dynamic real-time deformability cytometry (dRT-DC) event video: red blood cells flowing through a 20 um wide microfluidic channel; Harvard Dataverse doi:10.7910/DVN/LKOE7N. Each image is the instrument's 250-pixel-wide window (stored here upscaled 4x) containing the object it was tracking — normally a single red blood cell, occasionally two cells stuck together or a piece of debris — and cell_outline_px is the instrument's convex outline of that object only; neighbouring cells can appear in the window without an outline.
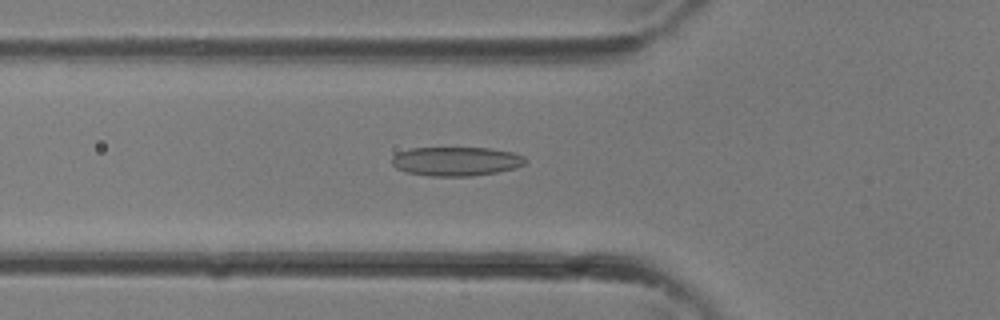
{"species": "common noctule bat (a hibernating species)", "species_latin": "Nyctalus noctula", "temperature_condition": "room temperature", "stored_images_in_passage": 34, "camera_frame_rate_fps": 3000, "um_per_image_px": 0.085, "animal": {"sex": "female"}, "frame": {"image": 1, "passage_image": 12, "time_ms": 3.667, "image_size_px": [1000, 320], "cell_outline_px": [[528, 160], [524, 164], [516, 168], [496, 172], [472, 176], [428, 176], [404, 172], [396, 168], [392, 164], [392, 156], [396, 152], [412, 148], [488, 148], [512, 152], [524, 156]], "centroid_in_image_um": [38.74, 13.71], "position_along_channel_um": 87.1, "area_um2": 22.77}}
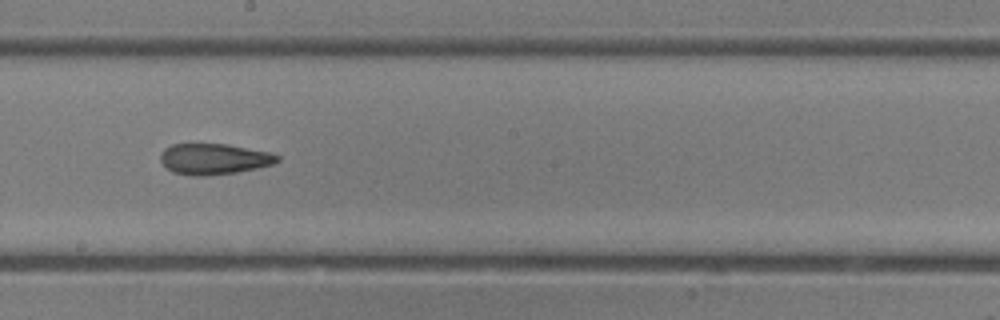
{"frame": {"image": 2, "passage_image": 19, "time_ms": 6.0, "image_size_px": [1000, 320], "cell_outline_px": [[280, 160], [272, 164], [256, 168], [236, 172], [204, 176], [192, 176], [172, 172], [160, 160], [160, 152], [164, 148], [172, 144], [228, 144], [272, 152], [280, 156]], "centroid_in_image_um": [18.19, 13.5], "position_along_channel_um": 230.0, "area_um2": 21.15}}
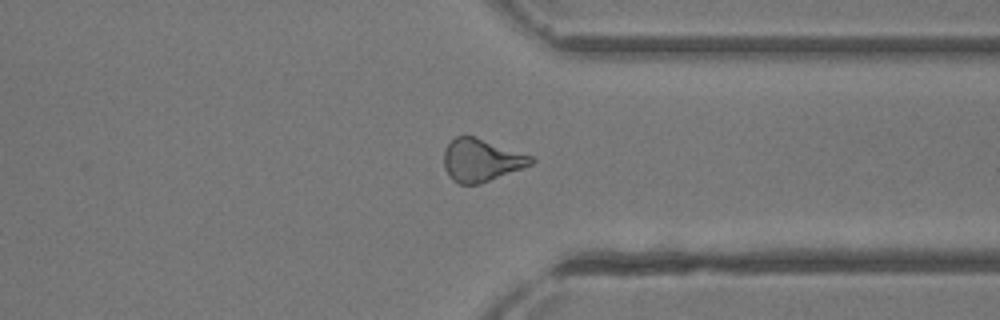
{"frame": {"image": 3, "passage_image": 26, "time_ms": 8.333, "image_size_px": [1000, 320], "cell_outline_px": [[536, 160], [532, 164], [480, 184], [460, 184], [452, 180], [444, 168], [444, 152], [448, 144], [456, 136], [472, 136], [532, 156]], "centroid_in_image_um": [40.89, 13.63], "position_along_channel_um": 370.5, "area_um2": 21.27}}